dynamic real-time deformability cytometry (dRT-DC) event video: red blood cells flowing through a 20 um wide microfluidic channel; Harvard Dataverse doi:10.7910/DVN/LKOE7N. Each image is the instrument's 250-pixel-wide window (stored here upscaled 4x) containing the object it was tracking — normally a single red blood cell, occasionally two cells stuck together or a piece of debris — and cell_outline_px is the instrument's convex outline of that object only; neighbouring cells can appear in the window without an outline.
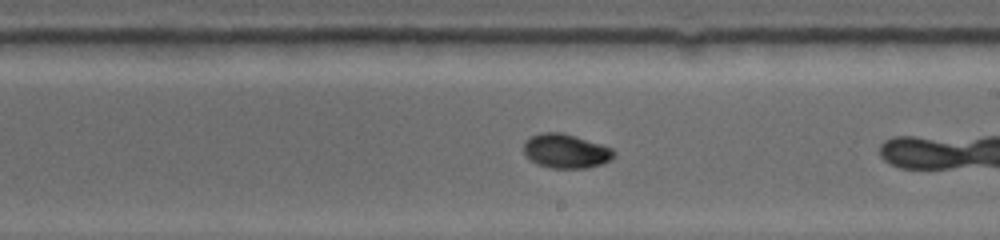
{"species": "common noctule bat (a hibernating species)", "species_latin": "Nyctalus noctula", "temperature_condition": "warm", "stored_images_in_passage": 25, "camera_frame_rate_fps": 5000, "um_per_image_px": 0.085, "animal": {"sex": "female", "body_mass_g": 19.0, "forearm_length_mm": 53.3}, "frame": {"image": 1, "passage_image": 15, "time_ms": 6.0, "image_size_px": [1000, 240], "cell_outline_px": [[616, 156], [600, 164], [584, 168], [552, 168], [536, 164], [524, 152], [524, 140], [540, 132], [560, 132], [600, 144], [612, 148], [616, 152]], "centroid_in_image_um": [48.08, 12.84], "position_along_channel_um": 240.9, "area_um2": 17.74}}
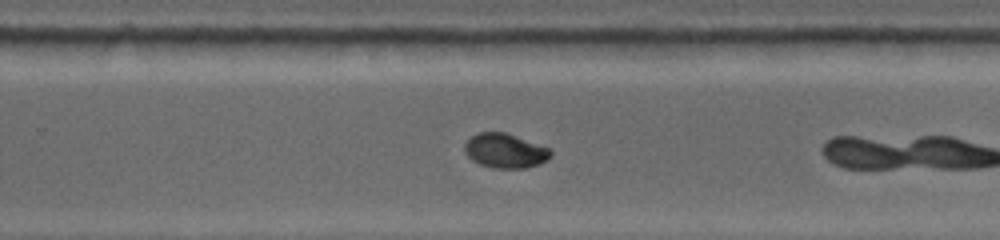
{"frame": {"image": 2, "passage_image": 18, "time_ms": 7.2, "image_size_px": [1000, 240], "cell_outline_px": [[552, 152], [544, 160], [536, 164], [524, 168], [492, 168], [480, 164], [472, 160], [464, 152], [464, 144], [472, 136], [480, 132], [504, 132], [548, 148]], "centroid_in_image_um": [42.86, 12.81], "position_along_channel_um": 286.9, "area_um2": 16.82}, "authors_computed_cell_mechanics": {"area_um2": 17.7446, "velocity_mm_per_s": 3.8405, "shape_relaxation_time_tau1_ms": 4.2665, "shape_relaxation_time_tau2_ms": null, "deformation_change_tau1": 0.1467, "deformation_change_tau2": null}}